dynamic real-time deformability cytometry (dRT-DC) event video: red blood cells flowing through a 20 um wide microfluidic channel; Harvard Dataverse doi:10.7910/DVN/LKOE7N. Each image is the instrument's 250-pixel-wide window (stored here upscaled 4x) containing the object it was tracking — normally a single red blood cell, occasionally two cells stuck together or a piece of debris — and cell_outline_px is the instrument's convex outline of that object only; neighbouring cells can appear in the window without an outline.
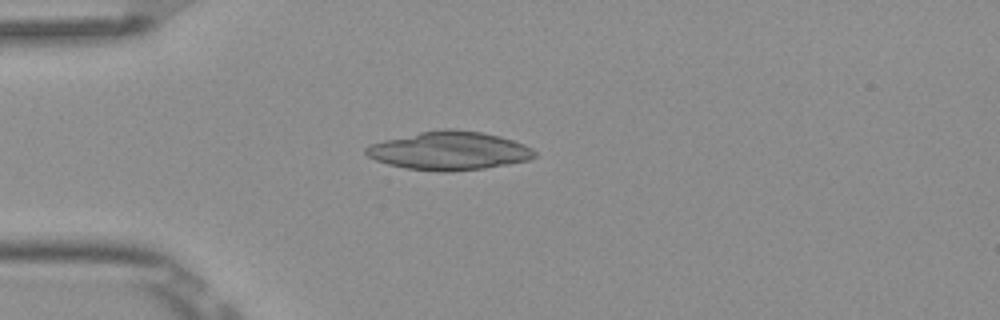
{"species": "Egyptian fruit bat (a non-hibernating species)", "species_latin": "Rousettus aegyptiacus", "temperature_condition": "room temperature", "stored_images_in_passage": 1, "camera_frame_rate_fps": 3000, "um_per_image_px": 0.085, "frame": {"image": 1, "passage_image": 1, "time_ms": 0.0, "image_size_px": [1000, 320], "cell_outline_px": [[536, 156], [528, 160], [508, 164], [484, 168], [448, 172], [440, 172], [404, 168], [388, 164], [376, 160], [368, 156], [364, 152], [364, 148], [368, 144], [384, 140], [420, 132], [444, 128], [452, 128], [484, 132], [500, 136], [524, 144], [532, 148], [536, 152]], "centroid_in_image_um": [38.17, 12.81], "position_along_channel_um": 46.8, "area_um2": 37.97}}